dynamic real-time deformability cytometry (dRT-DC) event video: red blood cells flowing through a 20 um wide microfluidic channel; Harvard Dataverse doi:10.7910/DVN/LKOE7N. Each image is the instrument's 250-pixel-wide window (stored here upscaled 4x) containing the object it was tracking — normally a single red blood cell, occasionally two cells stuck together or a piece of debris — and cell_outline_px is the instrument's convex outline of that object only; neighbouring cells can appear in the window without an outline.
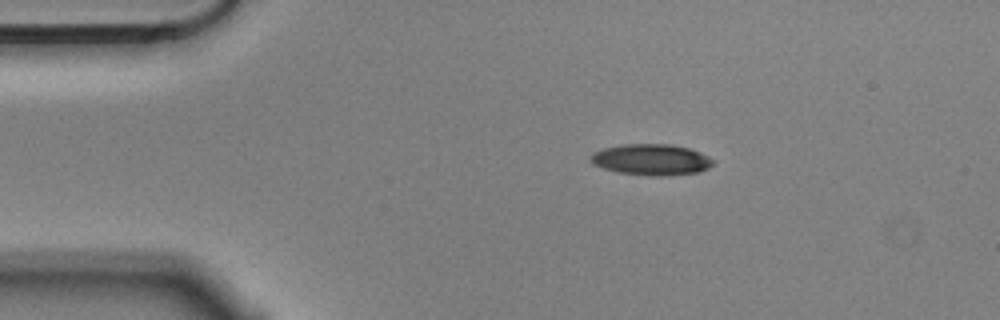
{"species": "Egyptian fruit bat (a non-hibernating species)", "species_latin": "Rousettus aegyptiacus", "temperature_condition": "cold", "stored_images_in_passage": 9, "camera_frame_rate_fps": 3000, "um_per_image_px": 0.085, "animal": {"sex": "male"}, "frame": {"image": 1, "passage_image": 1, "time_ms": 0.0, "image_size_px": [1000, 320], "cell_outline_px": [[716, 160], [708, 168], [696, 172], [664, 176], [648, 176], [616, 172], [592, 164], [588, 160], [588, 156], [592, 152], [604, 148], [620, 144], [672, 144], [688, 148], [700, 152]], "centroid_in_image_um": [55.31, 13.56], "position_along_channel_um": 29.7, "area_um2": 22.48}}
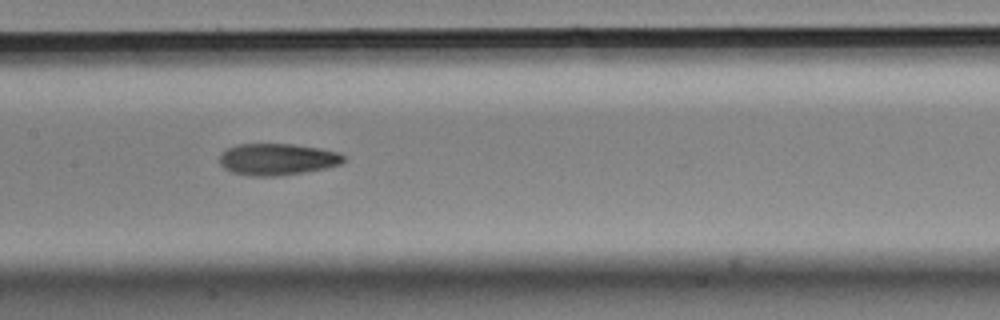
{"frame": {"image": 2, "passage_image": 6, "time_ms": 1.667, "image_size_px": [1000, 320], "cell_outline_px": [[344, 160], [340, 164], [324, 168], [304, 172], [276, 176], [248, 176], [232, 172], [224, 168], [220, 164], [220, 152], [236, 144], [292, 144], [320, 148], [340, 152], [344, 156]], "centroid_in_image_um": [23.54, 13.53], "position_along_channel_um": 183.9, "area_um2": 22.95}}
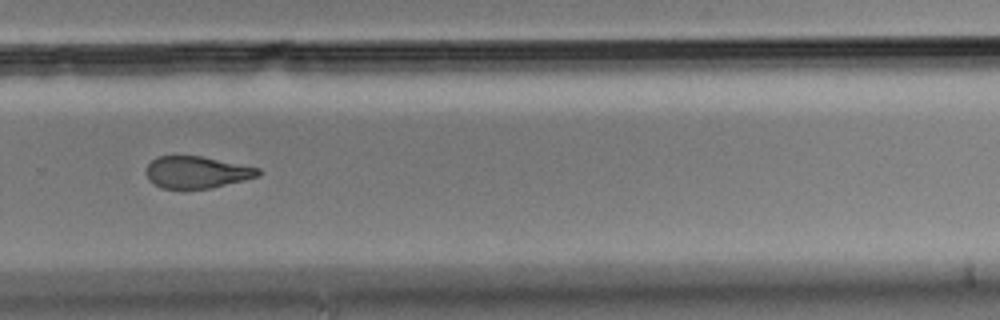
{"frame": {"image": 3, "passage_image": 9, "time_ms": 2.667, "image_size_px": [1000, 320], "cell_outline_px": [[260, 176], [212, 188], [160, 188], [152, 184], [148, 180], [144, 172], [148, 164], [156, 156], [200, 156], [260, 168]], "centroid_in_image_um": [16.68, 14.64], "position_along_channel_um": 313.1, "area_um2": 20.92}}